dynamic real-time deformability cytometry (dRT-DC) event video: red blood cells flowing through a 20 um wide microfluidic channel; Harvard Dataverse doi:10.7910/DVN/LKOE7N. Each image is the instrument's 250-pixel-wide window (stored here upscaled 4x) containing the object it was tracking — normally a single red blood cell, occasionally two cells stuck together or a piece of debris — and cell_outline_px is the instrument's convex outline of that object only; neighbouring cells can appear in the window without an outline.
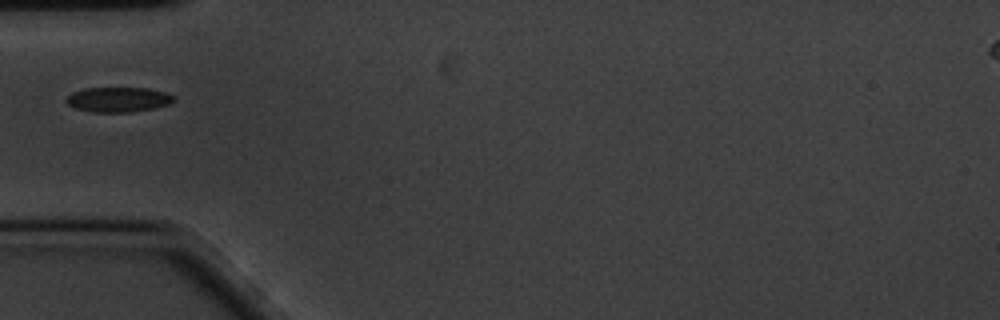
{"species": "common noctule bat (a hibernating species)", "species_latin": "Nyctalus noctula", "temperature_condition": "cold", "stored_images_in_passage": 41, "camera_frame_rate_fps": 3000, "um_per_image_px": 0.085, "animal": {"sex": "male", "body_mass_g": 20.1, "forearm_length_mm": 53.5}, "frame": {"image": 1, "passage_image": 1, "time_ms": 0.0, "image_size_px": [1000, 320], "cell_outline_px": [[176, 100], [168, 104], [152, 108], [132, 112], [92, 112], [76, 108], [68, 104], [64, 100], [72, 92], [84, 88], [148, 88], [164, 92], [176, 96]], "centroid_in_image_um": [10.05, 8.45], "position_along_channel_um": 75.0, "area_um2": 15.61}}
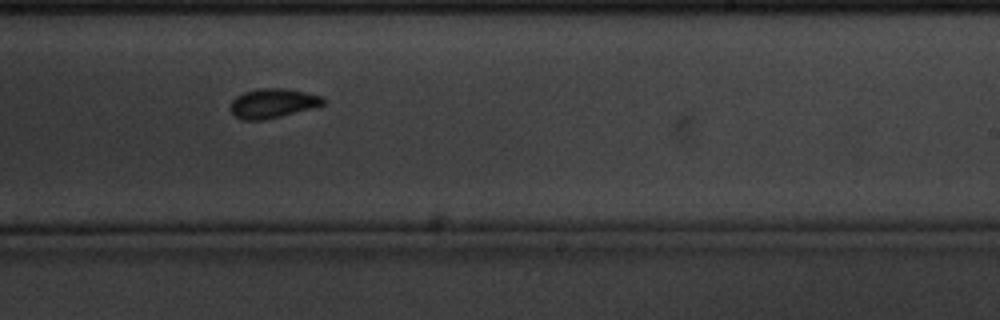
{"frame": {"image": 2, "passage_image": 18, "time_ms": 5.667, "image_size_px": [1000, 320], "cell_outline_px": [[324, 104], [280, 116], [264, 120], [244, 120], [236, 116], [232, 112], [232, 100], [236, 96], [244, 92], [260, 88], [280, 88], [304, 92], [324, 96]], "centroid_in_image_um": [23.17, 8.77], "position_along_channel_um": 265.8, "area_um2": 15.49}}
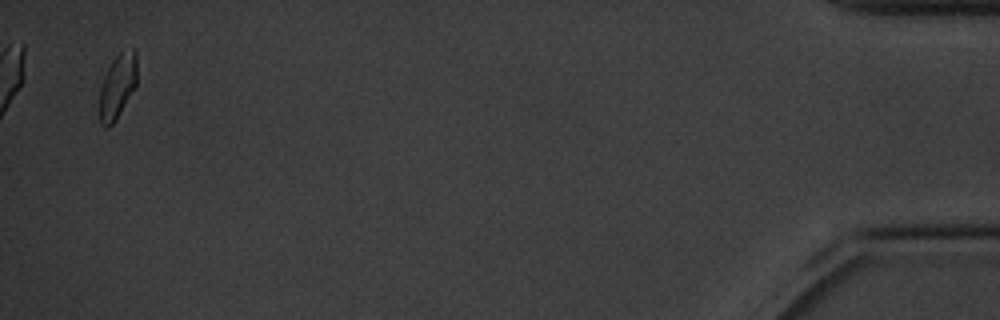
{"frame": {"image": 3, "passage_image": 40, "time_ms": 13.0, "image_size_px": [1000, 320], "cell_outline_px": [[136, 84], [112, 124], [108, 128], [104, 128], [100, 124], [100, 84], [112, 60], [120, 52], [136, 48]], "centroid_in_image_um": [9.96, 7.31], "position_along_channel_um": 425.2, "area_um2": 13.76}}